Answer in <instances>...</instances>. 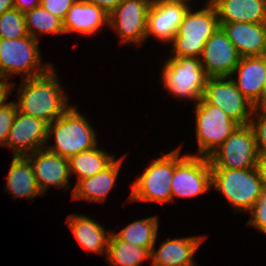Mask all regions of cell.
Here are the masks:
<instances>
[{
  "label": "cell",
  "mask_w": 266,
  "mask_h": 266,
  "mask_svg": "<svg viewBox=\"0 0 266 266\" xmlns=\"http://www.w3.org/2000/svg\"><path fill=\"white\" fill-rule=\"evenodd\" d=\"M219 23L241 57L266 56V23Z\"/></svg>",
  "instance_id": "obj_17"
},
{
  "label": "cell",
  "mask_w": 266,
  "mask_h": 266,
  "mask_svg": "<svg viewBox=\"0 0 266 266\" xmlns=\"http://www.w3.org/2000/svg\"><path fill=\"white\" fill-rule=\"evenodd\" d=\"M249 213H251L252 216L249 222H247V225L258 228L266 235V189L262 191L261 196L249 210Z\"/></svg>",
  "instance_id": "obj_32"
},
{
  "label": "cell",
  "mask_w": 266,
  "mask_h": 266,
  "mask_svg": "<svg viewBox=\"0 0 266 266\" xmlns=\"http://www.w3.org/2000/svg\"><path fill=\"white\" fill-rule=\"evenodd\" d=\"M260 167L264 177V189H266V160L260 161Z\"/></svg>",
  "instance_id": "obj_38"
},
{
  "label": "cell",
  "mask_w": 266,
  "mask_h": 266,
  "mask_svg": "<svg viewBox=\"0 0 266 266\" xmlns=\"http://www.w3.org/2000/svg\"><path fill=\"white\" fill-rule=\"evenodd\" d=\"M262 110L266 113V105L262 108Z\"/></svg>",
  "instance_id": "obj_41"
},
{
  "label": "cell",
  "mask_w": 266,
  "mask_h": 266,
  "mask_svg": "<svg viewBox=\"0 0 266 266\" xmlns=\"http://www.w3.org/2000/svg\"><path fill=\"white\" fill-rule=\"evenodd\" d=\"M115 160L113 155L94 147L68 158L70 175L76 174L77 181L89 178L105 170Z\"/></svg>",
  "instance_id": "obj_25"
},
{
  "label": "cell",
  "mask_w": 266,
  "mask_h": 266,
  "mask_svg": "<svg viewBox=\"0 0 266 266\" xmlns=\"http://www.w3.org/2000/svg\"><path fill=\"white\" fill-rule=\"evenodd\" d=\"M87 2L94 3L102 8L106 13L110 14L123 0H86Z\"/></svg>",
  "instance_id": "obj_34"
},
{
  "label": "cell",
  "mask_w": 266,
  "mask_h": 266,
  "mask_svg": "<svg viewBox=\"0 0 266 266\" xmlns=\"http://www.w3.org/2000/svg\"><path fill=\"white\" fill-rule=\"evenodd\" d=\"M199 59L208 78L231 77L241 56L219 27L206 41Z\"/></svg>",
  "instance_id": "obj_13"
},
{
  "label": "cell",
  "mask_w": 266,
  "mask_h": 266,
  "mask_svg": "<svg viewBox=\"0 0 266 266\" xmlns=\"http://www.w3.org/2000/svg\"><path fill=\"white\" fill-rule=\"evenodd\" d=\"M180 148L153 160L131 186L129 201L172 202L171 180L174 167L187 155L180 157Z\"/></svg>",
  "instance_id": "obj_5"
},
{
  "label": "cell",
  "mask_w": 266,
  "mask_h": 266,
  "mask_svg": "<svg viewBox=\"0 0 266 266\" xmlns=\"http://www.w3.org/2000/svg\"><path fill=\"white\" fill-rule=\"evenodd\" d=\"M5 190L16 199L43 195L38 187L31 162L25 156H13L7 176Z\"/></svg>",
  "instance_id": "obj_24"
},
{
  "label": "cell",
  "mask_w": 266,
  "mask_h": 266,
  "mask_svg": "<svg viewBox=\"0 0 266 266\" xmlns=\"http://www.w3.org/2000/svg\"><path fill=\"white\" fill-rule=\"evenodd\" d=\"M189 8L179 26V30L171 41L173 57L200 58L204 45L210 36L220 27L218 14L212 0L206 7L196 12Z\"/></svg>",
  "instance_id": "obj_4"
},
{
  "label": "cell",
  "mask_w": 266,
  "mask_h": 266,
  "mask_svg": "<svg viewBox=\"0 0 266 266\" xmlns=\"http://www.w3.org/2000/svg\"><path fill=\"white\" fill-rule=\"evenodd\" d=\"M27 34L38 39V33L64 34L63 21L41 5L24 13ZM34 28V29H33Z\"/></svg>",
  "instance_id": "obj_28"
},
{
  "label": "cell",
  "mask_w": 266,
  "mask_h": 266,
  "mask_svg": "<svg viewBox=\"0 0 266 266\" xmlns=\"http://www.w3.org/2000/svg\"><path fill=\"white\" fill-rule=\"evenodd\" d=\"M196 139L198 155L209 157L240 124L217 106L201 98L196 103Z\"/></svg>",
  "instance_id": "obj_8"
},
{
  "label": "cell",
  "mask_w": 266,
  "mask_h": 266,
  "mask_svg": "<svg viewBox=\"0 0 266 266\" xmlns=\"http://www.w3.org/2000/svg\"><path fill=\"white\" fill-rule=\"evenodd\" d=\"M23 81L18 102L15 101L19 112L50 124L70 107L53 67L42 75Z\"/></svg>",
  "instance_id": "obj_1"
},
{
  "label": "cell",
  "mask_w": 266,
  "mask_h": 266,
  "mask_svg": "<svg viewBox=\"0 0 266 266\" xmlns=\"http://www.w3.org/2000/svg\"><path fill=\"white\" fill-rule=\"evenodd\" d=\"M260 110V112H259ZM249 125L251 126L257 146V152L260 161L266 160V113L262 109L256 108L253 112V116Z\"/></svg>",
  "instance_id": "obj_30"
},
{
  "label": "cell",
  "mask_w": 266,
  "mask_h": 266,
  "mask_svg": "<svg viewBox=\"0 0 266 266\" xmlns=\"http://www.w3.org/2000/svg\"><path fill=\"white\" fill-rule=\"evenodd\" d=\"M188 5L183 2L153 0L147 17L146 39L153 35L162 42L170 43L190 8Z\"/></svg>",
  "instance_id": "obj_15"
},
{
  "label": "cell",
  "mask_w": 266,
  "mask_h": 266,
  "mask_svg": "<svg viewBox=\"0 0 266 266\" xmlns=\"http://www.w3.org/2000/svg\"><path fill=\"white\" fill-rule=\"evenodd\" d=\"M208 158L211 168L245 169L260 166L251 126L240 125Z\"/></svg>",
  "instance_id": "obj_9"
},
{
  "label": "cell",
  "mask_w": 266,
  "mask_h": 266,
  "mask_svg": "<svg viewBox=\"0 0 266 266\" xmlns=\"http://www.w3.org/2000/svg\"><path fill=\"white\" fill-rule=\"evenodd\" d=\"M53 134L56 144L46 149L65 158L97 146L94 129L75 106L48 124V141Z\"/></svg>",
  "instance_id": "obj_3"
},
{
  "label": "cell",
  "mask_w": 266,
  "mask_h": 266,
  "mask_svg": "<svg viewBox=\"0 0 266 266\" xmlns=\"http://www.w3.org/2000/svg\"><path fill=\"white\" fill-rule=\"evenodd\" d=\"M205 236L174 238L165 241L157 251L151 250V266H196L192 259Z\"/></svg>",
  "instance_id": "obj_20"
},
{
  "label": "cell",
  "mask_w": 266,
  "mask_h": 266,
  "mask_svg": "<svg viewBox=\"0 0 266 266\" xmlns=\"http://www.w3.org/2000/svg\"><path fill=\"white\" fill-rule=\"evenodd\" d=\"M17 111V106L14 101L6 102L0 106V146H5Z\"/></svg>",
  "instance_id": "obj_31"
},
{
  "label": "cell",
  "mask_w": 266,
  "mask_h": 266,
  "mask_svg": "<svg viewBox=\"0 0 266 266\" xmlns=\"http://www.w3.org/2000/svg\"><path fill=\"white\" fill-rule=\"evenodd\" d=\"M266 105V82L264 84L263 88V94H262V108Z\"/></svg>",
  "instance_id": "obj_39"
},
{
  "label": "cell",
  "mask_w": 266,
  "mask_h": 266,
  "mask_svg": "<svg viewBox=\"0 0 266 266\" xmlns=\"http://www.w3.org/2000/svg\"><path fill=\"white\" fill-rule=\"evenodd\" d=\"M14 8L25 13L40 6V0H13Z\"/></svg>",
  "instance_id": "obj_35"
},
{
  "label": "cell",
  "mask_w": 266,
  "mask_h": 266,
  "mask_svg": "<svg viewBox=\"0 0 266 266\" xmlns=\"http://www.w3.org/2000/svg\"><path fill=\"white\" fill-rule=\"evenodd\" d=\"M124 157L115 160L102 172L79 180L72 191V198L86 201H104L114 187Z\"/></svg>",
  "instance_id": "obj_21"
},
{
  "label": "cell",
  "mask_w": 266,
  "mask_h": 266,
  "mask_svg": "<svg viewBox=\"0 0 266 266\" xmlns=\"http://www.w3.org/2000/svg\"><path fill=\"white\" fill-rule=\"evenodd\" d=\"M202 98L220 108L240 125H248L256 109L237 89L232 77L207 78Z\"/></svg>",
  "instance_id": "obj_10"
},
{
  "label": "cell",
  "mask_w": 266,
  "mask_h": 266,
  "mask_svg": "<svg viewBox=\"0 0 266 266\" xmlns=\"http://www.w3.org/2000/svg\"><path fill=\"white\" fill-rule=\"evenodd\" d=\"M108 13L94 3L86 0H76L68 10L63 20L65 34L78 32V34L93 35L105 24H108Z\"/></svg>",
  "instance_id": "obj_19"
},
{
  "label": "cell",
  "mask_w": 266,
  "mask_h": 266,
  "mask_svg": "<svg viewBox=\"0 0 266 266\" xmlns=\"http://www.w3.org/2000/svg\"><path fill=\"white\" fill-rule=\"evenodd\" d=\"M211 188L209 158L186 155L175 167L171 180L172 202L176 197H195Z\"/></svg>",
  "instance_id": "obj_11"
},
{
  "label": "cell",
  "mask_w": 266,
  "mask_h": 266,
  "mask_svg": "<svg viewBox=\"0 0 266 266\" xmlns=\"http://www.w3.org/2000/svg\"><path fill=\"white\" fill-rule=\"evenodd\" d=\"M158 224L156 216L136 220L116 233V235L132 245L153 248L158 235Z\"/></svg>",
  "instance_id": "obj_27"
},
{
  "label": "cell",
  "mask_w": 266,
  "mask_h": 266,
  "mask_svg": "<svg viewBox=\"0 0 266 266\" xmlns=\"http://www.w3.org/2000/svg\"><path fill=\"white\" fill-rule=\"evenodd\" d=\"M13 86L14 84H12V82L10 83L6 78L0 76V106L6 103V99L11 94L10 90H13Z\"/></svg>",
  "instance_id": "obj_36"
},
{
  "label": "cell",
  "mask_w": 266,
  "mask_h": 266,
  "mask_svg": "<svg viewBox=\"0 0 266 266\" xmlns=\"http://www.w3.org/2000/svg\"><path fill=\"white\" fill-rule=\"evenodd\" d=\"M211 188L221 192L233 208L249 212L264 190L261 167L211 168Z\"/></svg>",
  "instance_id": "obj_2"
},
{
  "label": "cell",
  "mask_w": 266,
  "mask_h": 266,
  "mask_svg": "<svg viewBox=\"0 0 266 266\" xmlns=\"http://www.w3.org/2000/svg\"><path fill=\"white\" fill-rule=\"evenodd\" d=\"M234 73H238V79H233L237 89L256 108L262 109V94L266 82V56L241 57Z\"/></svg>",
  "instance_id": "obj_18"
},
{
  "label": "cell",
  "mask_w": 266,
  "mask_h": 266,
  "mask_svg": "<svg viewBox=\"0 0 266 266\" xmlns=\"http://www.w3.org/2000/svg\"><path fill=\"white\" fill-rule=\"evenodd\" d=\"M67 223L86 251L106 253L111 232L107 234L106 229L95 220L84 215L71 214L67 218Z\"/></svg>",
  "instance_id": "obj_23"
},
{
  "label": "cell",
  "mask_w": 266,
  "mask_h": 266,
  "mask_svg": "<svg viewBox=\"0 0 266 266\" xmlns=\"http://www.w3.org/2000/svg\"><path fill=\"white\" fill-rule=\"evenodd\" d=\"M219 22L266 23V0H212Z\"/></svg>",
  "instance_id": "obj_22"
},
{
  "label": "cell",
  "mask_w": 266,
  "mask_h": 266,
  "mask_svg": "<svg viewBox=\"0 0 266 266\" xmlns=\"http://www.w3.org/2000/svg\"><path fill=\"white\" fill-rule=\"evenodd\" d=\"M14 8L13 0H0V15Z\"/></svg>",
  "instance_id": "obj_37"
},
{
  "label": "cell",
  "mask_w": 266,
  "mask_h": 266,
  "mask_svg": "<svg viewBox=\"0 0 266 266\" xmlns=\"http://www.w3.org/2000/svg\"><path fill=\"white\" fill-rule=\"evenodd\" d=\"M24 13L16 8L0 15V38L18 39L27 36Z\"/></svg>",
  "instance_id": "obj_29"
},
{
  "label": "cell",
  "mask_w": 266,
  "mask_h": 266,
  "mask_svg": "<svg viewBox=\"0 0 266 266\" xmlns=\"http://www.w3.org/2000/svg\"><path fill=\"white\" fill-rule=\"evenodd\" d=\"M163 66V84L169 93L181 99H194L195 104L203 97L208 77L199 58H170Z\"/></svg>",
  "instance_id": "obj_7"
},
{
  "label": "cell",
  "mask_w": 266,
  "mask_h": 266,
  "mask_svg": "<svg viewBox=\"0 0 266 266\" xmlns=\"http://www.w3.org/2000/svg\"><path fill=\"white\" fill-rule=\"evenodd\" d=\"M151 250L132 245L111 232L106 259L112 266H140L145 259L151 258Z\"/></svg>",
  "instance_id": "obj_26"
},
{
  "label": "cell",
  "mask_w": 266,
  "mask_h": 266,
  "mask_svg": "<svg viewBox=\"0 0 266 266\" xmlns=\"http://www.w3.org/2000/svg\"><path fill=\"white\" fill-rule=\"evenodd\" d=\"M76 0H40V5L62 21Z\"/></svg>",
  "instance_id": "obj_33"
},
{
  "label": "cell",
  "mask_w": 266,
  "mask_h": 266,
  "mask_svg": "<svg viewBox=\"0 0 266 266\" xmlns=\"http://www.w3.org/2000/svg\"><path fill=\"white\" fill-rule=\"evenodd\" d=\"M32 165L39 189L43 194L49 185L70 189V170L68 158L48 151L46 148L39 149L25 156Z\"/></svg>",
  "instance_id": "obj_16"
},
{
  "label": "cell",
  "mask_w": 266,
  "mask_h": 266,
  "mask_svg": "<svg viewBox=\"0 0 266 266\" xmlns=\"http://www.w3.org/2000/svg\"><path fill=\"white\" fill-rule=\"evenodd\" d=\"M165 1H175V2L188 3V2H185V1H188V0H165ZM189 1H190V0H189Z\"/></svg>",
  "instance_id": "obj_40"
},
{
  "label": "cell",
  "mask_w": 266,
  "mask_h": 266,
  "mask_svg": "<svg viewBox=\"0 0 266 266\" xmlns=\"http://www.w3.org/2000/svg\"><path fill=\"white\" fill-rule=\"evenodd\" d=\"M47 131L45 121L17 111L5 147L13 149V156H27L45 147Z\"/></svg>",
  "instance_id": "obj_14"
},
{
  "label": "cell",
  "mask_w": 266,
  "mask_h": 266,
  "mask_svg": "<svg viewBox=\"0 0 266 266\" xmlns=\"http://www.w3.org/2000/svg\"><path fill=\"white\" fill-rule=\"evenodd\" d=\"M38 40L27 35L18 39L0 38V76L22 74L29 79L46 73L53 65L42 64ZM24 73V75H23Z\"/></svg>",
  "instance_id": "obj_6"
},
{
  "label": "cell",
  "mask_w": 266,
  "mask_h": 266,
  "mask_svg": "<svg viewBox=\"0 0 266 266\" xmlns=\"http://www.w3.org/2000/svg\"><path fill=\"white\" fill-rule=\"evenodd\" d=\"M153 0H123L109 15L108 25L117 30L121 42L141 44L146 39V24Z\"/></svg>",
  "instance_id": "obj_12"
}]
</instances>
